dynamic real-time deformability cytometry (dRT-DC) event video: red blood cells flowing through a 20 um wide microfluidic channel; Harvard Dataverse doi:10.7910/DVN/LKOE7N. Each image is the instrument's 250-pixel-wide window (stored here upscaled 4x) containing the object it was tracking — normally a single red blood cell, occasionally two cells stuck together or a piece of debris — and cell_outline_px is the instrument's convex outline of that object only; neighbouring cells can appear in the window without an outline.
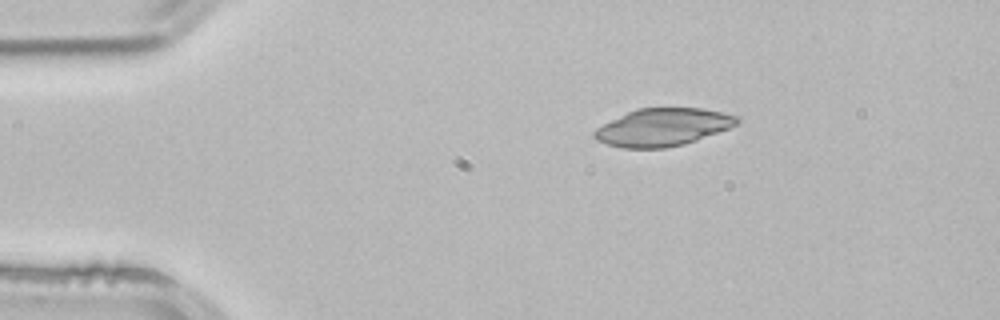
{"species": "common noctule bat (a hibernating species)", "species_latin": "Nyctalus noctula", "temperature_condition": "room temperature", "stored_images_in_passage": 2, "camera_frame_rate_fps": 3000, "um_per_image_px": 0.085, "animal": {"sex": "male", "body_mass_g": 21.5, "forearm_length_mm": 52.0}, "frame": {"image": 1, "passage_image": 1, "time_ms": 0.0, "image_size_px": [1000, 320], "cell_outline_px": [[740, 120], [736, 124], [728, 128], [696, 140], [684, 144], [664, 148], [624, 148], [608, 144], [596, 140], [592, 136], [592, 132], [596, 128], [636, 108], [704, 108], [724, 112], [740, 116]], "centroid_in_image_um": [56.35, 10.8], "position_along_channel_um": 28.7, "area_um2": 31.15}}